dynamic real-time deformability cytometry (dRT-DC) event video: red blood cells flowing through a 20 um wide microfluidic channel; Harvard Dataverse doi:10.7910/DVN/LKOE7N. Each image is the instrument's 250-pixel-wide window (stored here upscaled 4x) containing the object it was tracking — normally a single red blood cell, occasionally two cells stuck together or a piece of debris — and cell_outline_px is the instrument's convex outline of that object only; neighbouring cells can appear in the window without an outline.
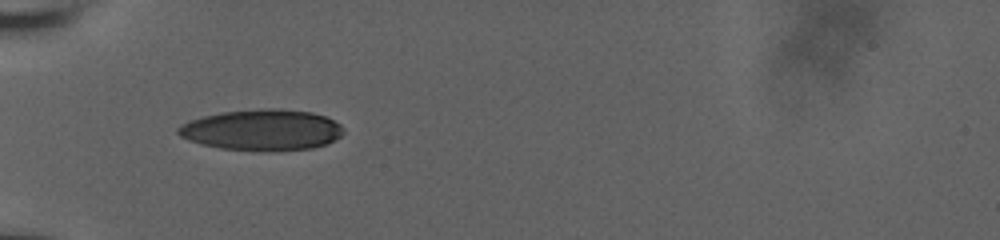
{"species": "human", "species_latin": "Homo sapiens", "temperature_condition": "room temperature", "stored_images_in_passage": 37, "camera_frame_rate_fps": 3000, "um_per_image_px": 0.085, "donor": {"sex": "male"}, "frame": {"image": 1, "passage_image": 1, "time_ms": 0.0, "image_size_px": [1000, 240], "cell_outline_px": [[344, 132], [340, 136], [324, 144], [312, 148], [220, 148], [188, 140], [180, 136], [176, 132], [176, 128], [180, 124], [188, 120], [220, 112], [260, 108], [280, 108], [312, 112], [324, 116], [340, 124], [344, 128]], "centroid_in_image_um": [22.23, 10.98], "position_along_channel_um": 62.8, "area_um2": 38.49}}
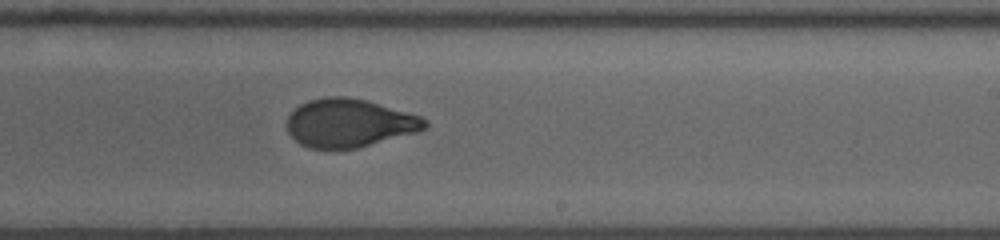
{"frame": {"image": 2, "passage_image": 17, "time_ms": 5.333, "image_size_px": [1000, 240], "cell_outline_px": [[428, 128], [416, 132], [356, 148], [308, 148], [300, 144], [288, 132], [288, 116], [300, 104], [308, 100], [324, 96], [344, 96], [364, 100], [420, 116], [428, 120]], "centroid_in_image_um": [29.68, 10.45], "position_along_channel_um": 259.3, "area_um2": 38.38}}
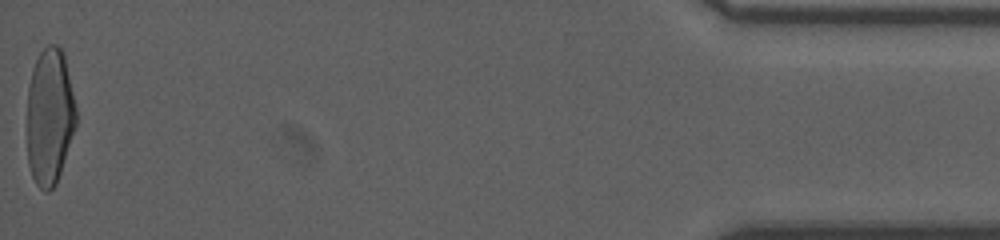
{"frame": {"image": 3, "passage_image": 37, "time_ms": 12.0, "image_size_px": [1000, 240], "cell_outline_px": [[76, 124], [56, 184], [48, 192], [44, 192], [36, 184], [32, 176], [28, 164], [28, 88], [32, 68], [40, 52], [48, 44], [56, 44], [60, 48], [64, 56], [76, 108]], "centroid_in_image_um": [4.21, 9.91], "position_along_channel_um": 431.0, "area_um2": 38.67}, "authors_computed_cell_mechanics": {"area_um2": 39.1884, "velocity_mm_per_s": 3.8522, "shape_relaxation_time_tau1_ms": 5.681, "shape_relaxation_time_tau2_ms": 0.7604, "deformation_change_tau1": 0.2041, "deformation_change_tau2": 0.0563}}